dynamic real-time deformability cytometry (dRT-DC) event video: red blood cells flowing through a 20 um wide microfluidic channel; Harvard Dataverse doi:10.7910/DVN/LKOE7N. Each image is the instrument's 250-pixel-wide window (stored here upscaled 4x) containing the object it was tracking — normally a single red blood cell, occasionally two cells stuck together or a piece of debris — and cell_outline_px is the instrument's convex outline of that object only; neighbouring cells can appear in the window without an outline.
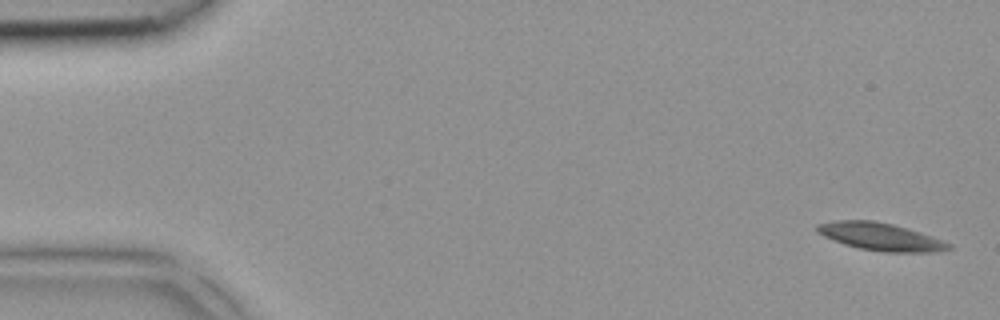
{"species": "common noctule bat (a hibernating species)", "species_latin": "Nyctalus noctula", "temperature_condition": "room temperature", "stored_images_in_passage": 5, "camera_frame_rate_fps": 3000, "um_per_image_px": 0.085, "animal": {"sex": "female", "body_mass_g": 18.4}, "frame": {"image": 1, "passage_image": 1, "time_ms": 0.0, "image_size_px": [1000, 320], "cell_outline_px": [[952, 248], [940, 252], [884, 252], [860, 248], [844, 244], [824, 236], [816, 232], [816, 224], [832, 220], [872, 220], [892, 224], [908, 228], [944, 240], [952, 244]], "centroid_in_image_um": [74.87, 20.11], "position_along_channel_um": 10.1, "area_um2": 21.33}}
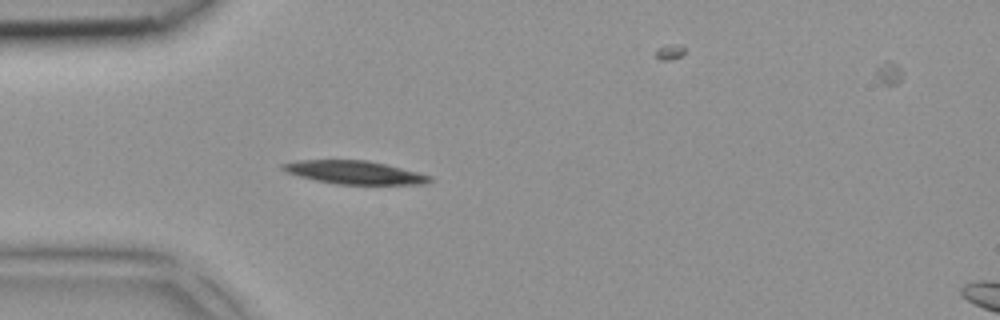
{"frame": {"image": 2, "passage_image": 4, "time_ms": 1.0, "image_size_px": [1000, 320], "cell_outline_px": [[436, 180], [428, 184], [336, 184], [316, 180], [284, 172], [280, 168], [280, 164], [296, 160], [368, 160], [432, 176]], "centroid_in_image_um": [30.12, 14.65], "position_along_channel_um": 54.9, "area_um2": 19.94}}